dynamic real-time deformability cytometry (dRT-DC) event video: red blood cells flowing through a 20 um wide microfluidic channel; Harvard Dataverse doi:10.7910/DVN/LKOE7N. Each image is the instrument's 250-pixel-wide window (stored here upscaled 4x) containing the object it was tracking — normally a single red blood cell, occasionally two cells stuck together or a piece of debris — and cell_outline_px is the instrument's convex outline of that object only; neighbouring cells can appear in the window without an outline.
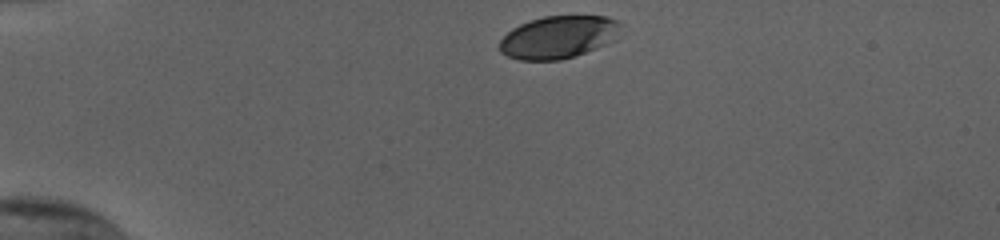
{"species": "human", "species_latin": "Homo sapiens", "temperature_condition": "cold", "stored_images_in_passage": 34, "camera_frame_rate_fps": 3000, "um_per_image_px": 0.085, "donor": {"sex": "female"}, "frame": {"image": 1, "passage_image": 1, "time_ms": 0.0, "image_size_px": [1000, 240], "cell_outline_px": [[620, 24], [612, 40], [596, 48], [576, 56], [560, 60], [520, 60], [508, 56], [500, 52], [500, 40], [512, 28], [520, 24], [544, 16], [608, 16], [616, 20]], "centroid_in_image_um": [47.42, 3.16], "position_along_channel_um": 37.6, "area_um2": 29.65}}
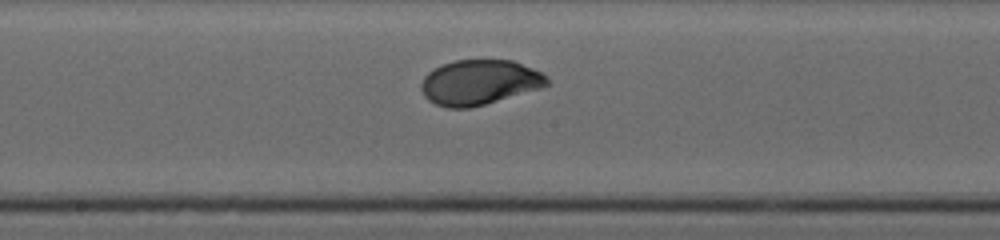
{"frame": {"image": 2, "passage_image": 19, "time_ms": 6.0, "image_size_px": [1000, 240], "cell_outline_px": [[548, 84], [540, 88], [484, 104], [468, 108], [448, 108], [436, 104], [428, 100], [424, 96], [420, 88], [420, 84], [424, 76], [432, 68], [456, 60], [512, 60], [532, 68], [548, 76]], "centroid_in_image_um": [40.71, 6.99], "position_along_channel_um": 207.5, "area_um2": 32.83}}
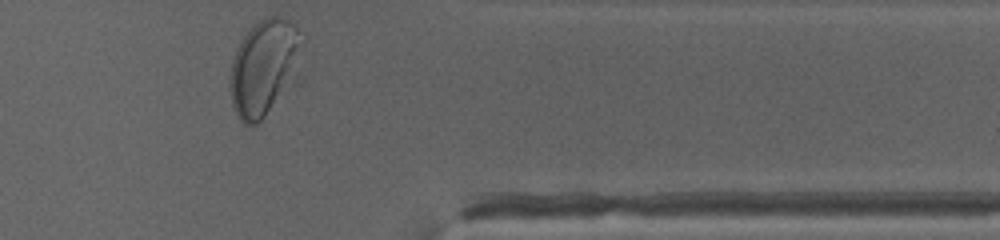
{"frame": {"image": 3, "passage_image": 34, "time_ms": 11.0, "image_size_px": [1000, 240], "cell_outline_px": [[308, 36], [304, 44], [264, 116], [256, 124], [244, 124], [240, 120], [232, 104], [228, 84], [228, 80], [232, 60], [236, 48], [240, 40], [264, 16], [276, 16], [288, 20]], "centroid_in_image_um": [22.33, 5.6], "position_along_channel_um": 389.1, "area_um2": 37.97}, "authors_computed_cell_mechanics": {"area_um2": 33.1772, "velocity_mm_per_s": 3.8, "shape_relaxation_time_tau1_ms": 3.202, "shape_relaxation_time_tau2_ms": null, "deformation_change_tau1": 0.1639, "deformation_change_tau2": null}}